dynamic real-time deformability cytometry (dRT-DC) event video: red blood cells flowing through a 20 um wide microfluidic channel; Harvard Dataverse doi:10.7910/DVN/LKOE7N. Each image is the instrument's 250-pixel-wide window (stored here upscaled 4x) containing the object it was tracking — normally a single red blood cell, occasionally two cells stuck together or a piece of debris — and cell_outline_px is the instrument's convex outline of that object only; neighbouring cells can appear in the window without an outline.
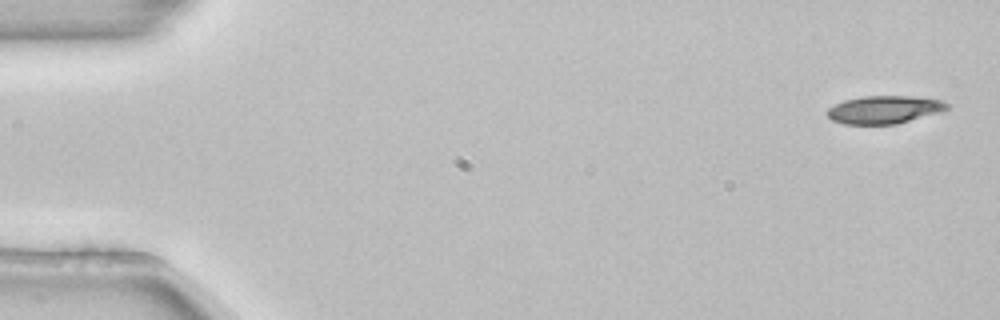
{"species": "common noctule bat (a hibernating species)", "species_latin": "Nyctalus noctula", "temperature_condition": "room temperature", "stored_images_in_passage": 7, "camera_frame_rate_fps": 3000, "um_per_image_px": 0.085, "animal": {"sex": "female", "body_mass_g": 22.7, "forearm_length_mm": 54.2}, "frame": {"image": 1, "passage_image": 1, "time_ms": 0.0, "image_size_px": [1000, 320], "cell_outline_px": [[948, 108], [940, 112], [896, 124], [844, 124], [832, 120], [824, 112], [828, 108], [844, 100], [860, 96], [908, 96], [944, 100], [948, 104]], "centroid_in_image_um": [75.13, 9.31], "position_along_channel_um": 9.9, "area_um2": 19.48}}
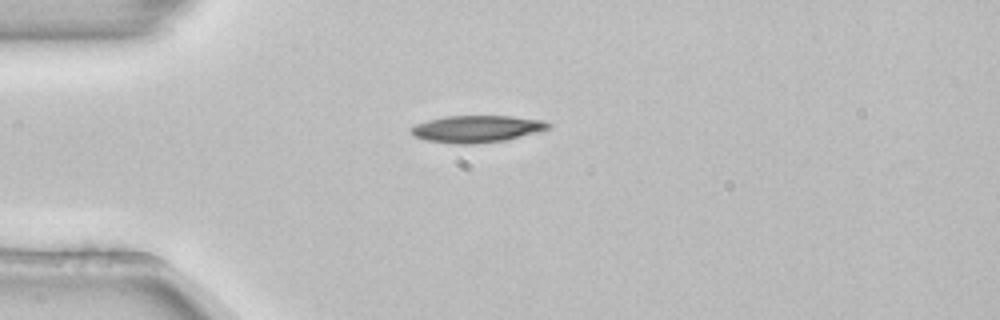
{"frame": {"image": 2, "passage_image": 4, "time_ms": 1.0, "image_size_px": [1000, 320], "cell_outline_px": [[552, 124], [548, 128], [540, 132], [504, 140], [476, 144], [456, 144], [428, 140], [416, 136], [408, 128], [416, 124], [428, 120], [444, 116], [508, 116], [544, 120]], "centroid_in_image_um": [40.55, 10.95], "position_along_channel_um": 44.4, "area_um2": 21.5}}